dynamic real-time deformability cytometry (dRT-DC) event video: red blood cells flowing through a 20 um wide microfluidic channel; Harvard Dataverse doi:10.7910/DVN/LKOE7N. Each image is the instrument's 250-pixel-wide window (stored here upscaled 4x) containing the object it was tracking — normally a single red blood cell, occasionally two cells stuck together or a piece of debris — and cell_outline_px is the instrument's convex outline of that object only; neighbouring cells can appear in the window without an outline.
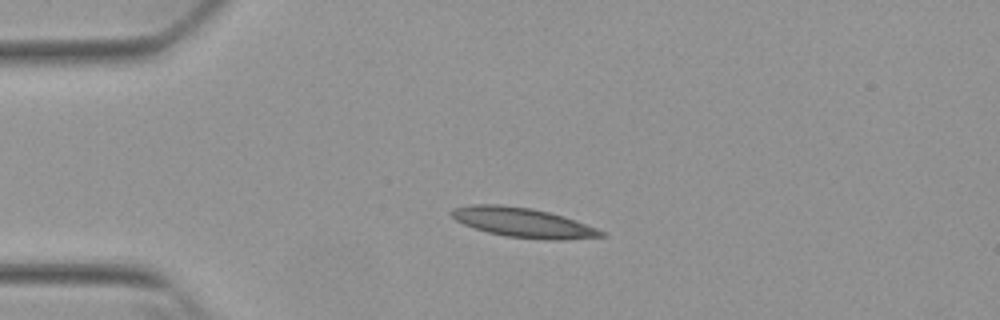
{"species": "Egyptian fruit bat (a non-hibernating species)", "species_latin": "Rousettus aegyptiacus", "temperature_condition": "warm", "stored_images_in_passage": 42, "camera_frame_rate_fps": 3000, "um_per_image_px": 0.085, "animal": {"sex": "female"}, "frame": {"image": 1, "passage_image": 1, "time_ms": 0.0, "image_size_px": [1000, 320], "cell_outline_px": [[608, 236], [568, 240], [544, 240], [508, 236], [488, 232], [464, 224], [456, 220], [452, 216], [452, 208], [472, 204], [500, 204], [532, 208], [564, 216], [576, 220], [596, 228], [604, 232]], "centroid_in_image_um": [44.51, 18.92], "position_along_channel_um": 40.5, "area_um2": 25.78}}
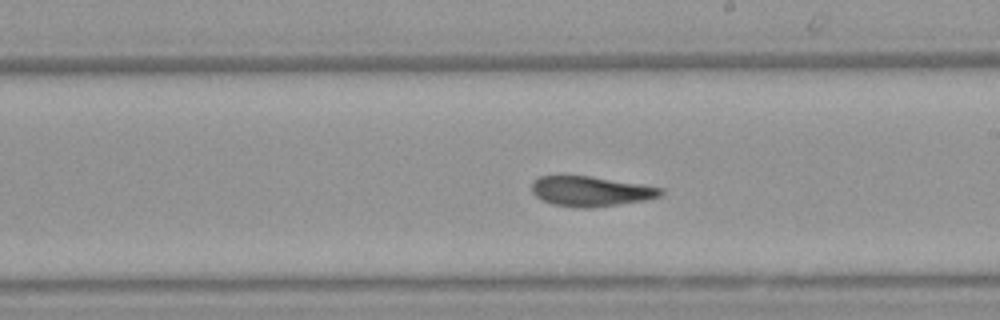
{"frame": {"image": 2, "passage_image": 19, "time_ms": 6.0, "image_size_px": [1000, 320], "cell_outline_px": [[664, 192], [660, 196], [644, 200], [592, 208], [572, 208], [552, 204], [536, 196], [532, 192], [532, 180], [540, 176], [560, 172], [592, 176], [664, 188]], "centroid_in_image_um": [50.13, 16.22], "position_along_channel_um": 238.9, "area_um2": 23.35}}
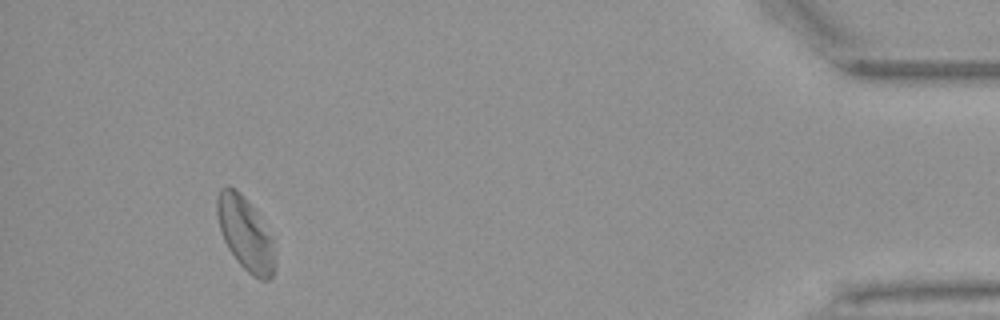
{"frame": {"image": 3, "passage_image": 38, "time_ms": 12.333, "image_size_px": [1000, 320], "cell_outline_px": [[276, 264], [272, 276], [268, 280], [260, 280], [252, 276], [236, 260], [228, 248], [224, 240], [220, 228], [216, 212], [216, 200], [220, 188], [228, 184], [236, 188], [244, 196], [256, 212], [272, 240]], "centroid_in_image_um": [20.83, 19.85], "position_along_channel_um": 414.4, "area_um2": 24.62}, "authors_computed_cell_mechanics": {"area_um2": 23.7269, "velocity_mm_per_s": 3.809, "shape_relaxation_time_tau1_ms": null, "shape_relaxation_time_tau2_ms": 2.8477, "deformation_change_tau1": null, "deformation_change_tau2": 0.1027}}